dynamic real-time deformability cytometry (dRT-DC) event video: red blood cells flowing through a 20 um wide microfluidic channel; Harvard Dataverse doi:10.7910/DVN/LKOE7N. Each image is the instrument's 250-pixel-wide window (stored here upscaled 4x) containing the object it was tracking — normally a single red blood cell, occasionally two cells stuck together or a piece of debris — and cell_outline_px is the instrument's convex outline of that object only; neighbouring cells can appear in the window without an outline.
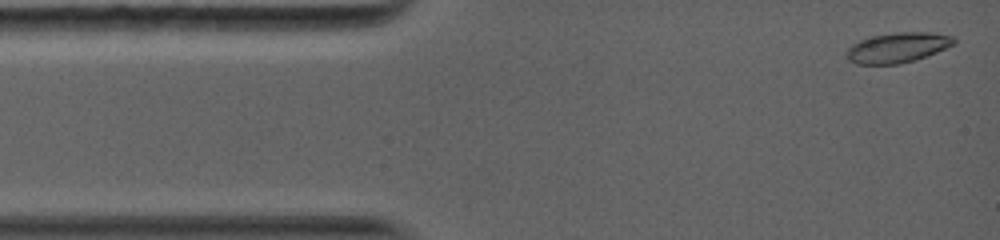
{"species": "common noctule bat (a hibernating species)", "species_latin": "Nyctalus noctula", "temperature_condition": "warm", "stored_images_in_passage": 26, "camera_frame_rate_fps": 5000, "um_per_image_px": 0.085, "animal": {"sex": "female", "body_mass_g": 19.0, "forearm_length_mm": 56.7}, "frame": {"image": 1, "passage_image": 1, "time_ms": 0.0, "image_size_px": [1000, 240], "cell_outline_px": [[956, 44], [916, 60], [900, 64], [856, 64], [848, 60], [844, 56], [844, 52], [852, 44], [860, 40], [872, 36], [896, 32], [928, 32], [952, 36], [956, 40]], "centroid_in_image_um": [76.26, 4.05], "position_along_channel_um": 8.7, "area_um2": 19.02}}
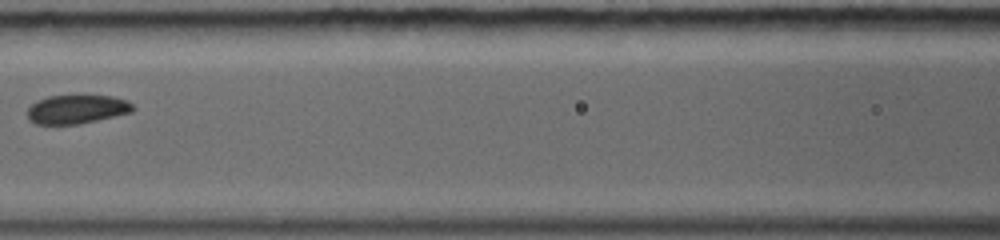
{"frame": {"image": 2, "passage_image": 11, "time_ms": 5.4, "image_size_px": [1000, 240], "cell_outline_px": [[136, 108], [132, 112], [80, 124], [36, 124], [28, 120], [28, 108], [36, 100], [48, 96], [80, 92], [112, 96], [128, 100]], "centroid_in_image_um": [6.55, 9.23], "position_along_channel_um": 160.1, "area_um2": 18.67}}
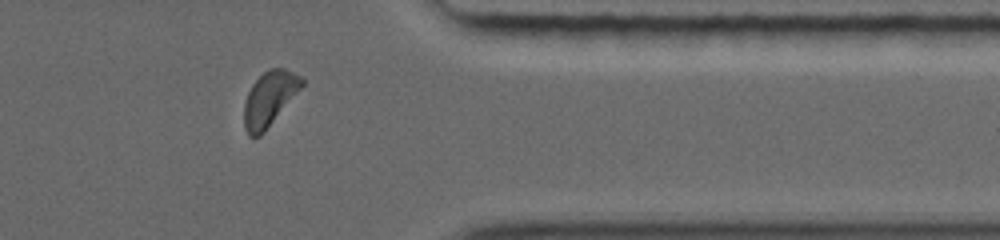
{"frame": {"image": 3, "passage_image": 22, "time_ms": 11.2, "image_size_px": [1000, 240], "cell_outline_px": [[304, 84], [264, 132], [260, 136], [248, 136], [244, 128], [244, 104], [248, 92], [252, 84], [268, 68], [284, 68], [300, 76], [304, 80]], "centroid_in_image_um": [22.88, 8.39], "position_along_channel_um": 388.5, "area_um2": 18.09}, "authors_computed_cell_mechanics": {"area_um2": 18.4671, "velocity_mm_per_s": 4.0965, "shape_relaxation_time_tau1_ms": 4.4789, "shape_relaxation_time_tau2_ms": 2.5579, "deformation_change_tau1": 0.1022, "deformation_change_tau2": 0.0425}}